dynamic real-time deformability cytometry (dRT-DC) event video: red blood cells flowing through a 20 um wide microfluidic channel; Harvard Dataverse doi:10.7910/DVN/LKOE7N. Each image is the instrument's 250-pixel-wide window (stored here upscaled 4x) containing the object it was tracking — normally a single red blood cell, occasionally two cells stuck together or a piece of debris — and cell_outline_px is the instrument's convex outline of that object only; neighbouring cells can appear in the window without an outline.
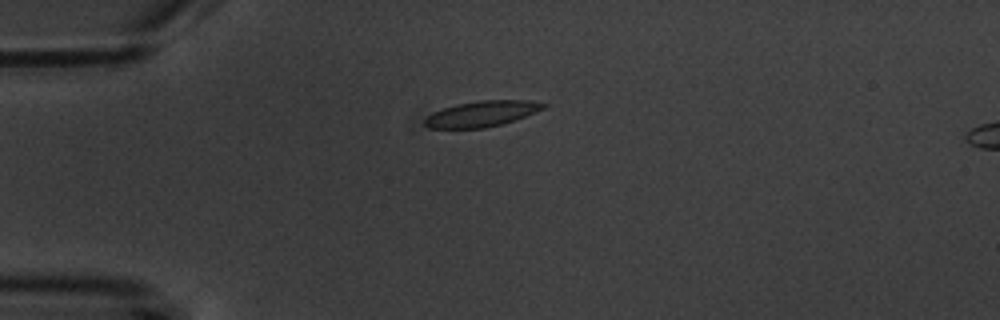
{"species": "common noctule bat (a hibernating species)", "species_latin": "Nyctalus noctula", "temperature_condition": "warm", "stored_images_in_passage": 8, "camera_frame_rate_fps": 3000, "um_per_image_px": 0.085, "animal": {"sex": "male", "body_mass_g": 20.1, "forearm_length_mm": 53.5}, "frame": {"image": 1, "passage_image": 5, "time_ms": 4.667, "image_size_px": [1000, 320], "cell_outline_px": [[548, 104], [544, 108], [536, 112], [516, 120], [484, 128], [428, 128], [424, 124], [424, 120], [432, 112], [456, 104], [480, 100], [528, 100]], "centroid_in_image_um": [40.96, 9.67], "position_along_channel_um": 44.0, "area_um2": 17.74}}
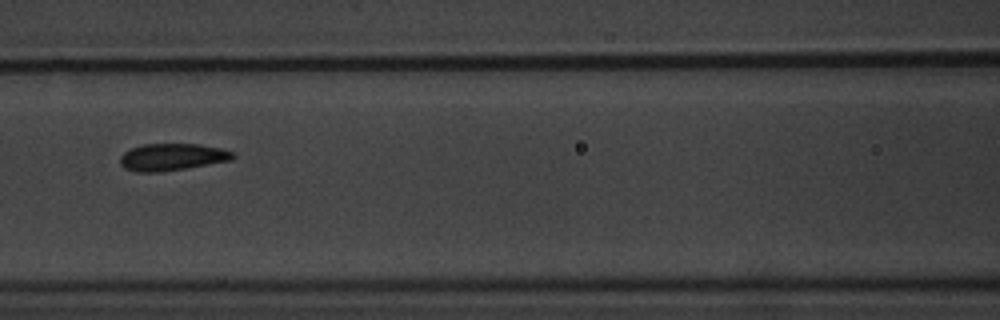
{"frame": {"image": 2, "passage_image": 8, "time_ms": 8.333, "image_size_px": [1000, 320], "cell_outline_px": [[236, 156], [232, 160], [164, 172], [136, 172], [124, 168], [120, 164], [120, 156], [124, 152], [132, 148], [144, 144], [200, 144], [220, 148], [236, 152]], "centroid_in_image_um": [14.65, 13.35], "position_along_channel_um": 151.9, "area_um2": 17.98}}